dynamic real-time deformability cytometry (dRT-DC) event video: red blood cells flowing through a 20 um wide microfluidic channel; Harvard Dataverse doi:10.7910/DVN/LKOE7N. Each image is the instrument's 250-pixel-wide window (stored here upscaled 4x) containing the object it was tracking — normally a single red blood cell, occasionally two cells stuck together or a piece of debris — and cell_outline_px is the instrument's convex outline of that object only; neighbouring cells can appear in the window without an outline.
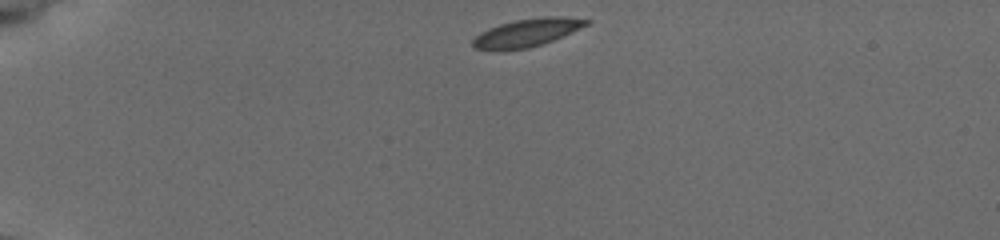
{"species": "common noctule bat (a hibernating species)", "species_latin": "Nyctalus noctula", "temperature_condition": "cold", "stored_images_in_passage": 43, "camera_frame_rate_fps": 3000, "um_per_image_px": 0.085, "animal": {"sex": "female", "body_mass_g": 19.5, "forearm_length_mm": 54.1}, "frame": {"image": 1, "passage_image": 1, "time_ms": 0.0, "image_size_px": [1000, 240], "cell_outline_px": [[592, 20], [588, 24], [544, 44], [528, 48], [500, 52], [476, 48], [472, 44], [472, 40], [480, 32], [488, 28], [500, 24], [516, 20], [544, 16], [564, 16]], "centroid_in_image_um": [44.75, 2.79], "position_along_channel_um": 40.2, "area_um2": 18.67}}
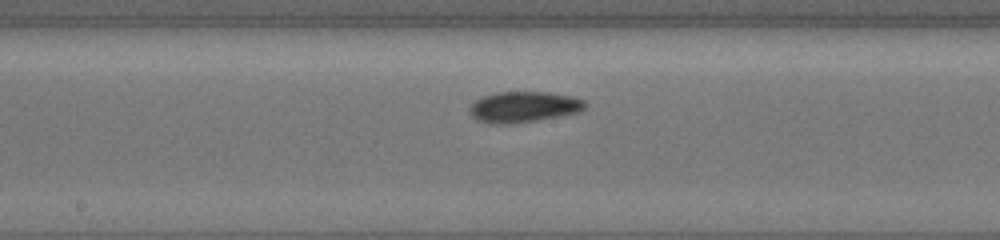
{"frame": {"image": 2, "passage_image": 19, "time_ms": 6.0, "image_size_px": [1000, 240], "cell_outline_px": [[588, 104], [580, 112], [536, 120], [508, 124], [488, 124], [472, 116], [472, 104], [476, 100], [484, 96], [500, 92], [548, 92], [572, 96], [584, 100]], "centroid_in_image_um": [44.57, 9.08], "position_along_channel_um": 203.6, "area_um2": 20.46}}
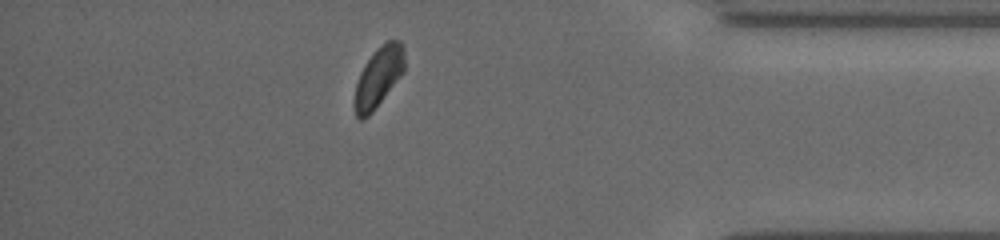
{"frame": {"image": 3, "passage_image": 37, "time_ms": 12.0, "image_size_px": [1000, 240], "cell_outline_px": [[404, 72], [372, 112], [364, 120], [360, 120], [356, 116], [356, 84], [360, 72], [364, 64], [388, 40], [400, 40], [404, 52]], "centroid_in_image_um": [32.19, 6.56], "position_along_channel_um": 403.0, "area_um2": 16.82}, "authors_computed_cell_mechanics": {"area_um2": 19.074, "velocity_mm_per_s": 3.7308, "shape_relaxation_time_tau1_ms": 2.7201, "shape_relaxation_time_tau2_ms": null, "deformation_change_tau1": 0.0712, "deformation_change_tau2": null}}